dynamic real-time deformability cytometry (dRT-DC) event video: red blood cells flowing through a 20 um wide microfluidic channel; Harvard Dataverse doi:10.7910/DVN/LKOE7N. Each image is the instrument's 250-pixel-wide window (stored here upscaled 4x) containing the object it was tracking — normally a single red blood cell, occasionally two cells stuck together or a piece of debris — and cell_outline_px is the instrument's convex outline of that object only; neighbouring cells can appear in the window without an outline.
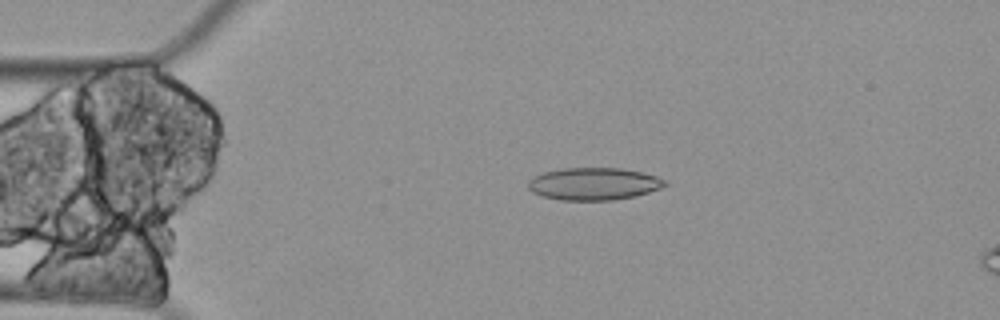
{"species": "Egyptian fruit bat (a non-hibernating species)", "species_latin": "Rousettus aegyptiacus", "temperature_condition": "cold", "stored_images_in_passage": 5, "camera_frame_rate_fps": 3000, "um_per_image_px": 0.085, "animal": {"sex": "female"}, "frame": {"image": 1, "passage_image": 3, "time_ms": 0.667, "image_size_px": [1000, 320], "cell_outline_px": [[668, 184], [660, 188], [636, 196], [612, 200], [560, 200], [544, 196], [532, 192], [528, 188], [528, 180], [544, 172], [560, 168], [620, 168], [640, 172], [656, 176], [664, 180]], "centroid_in_image_um": [50.46, 15.63], "position_along_channel_um": 34.5, "area_um2": 25.66}}